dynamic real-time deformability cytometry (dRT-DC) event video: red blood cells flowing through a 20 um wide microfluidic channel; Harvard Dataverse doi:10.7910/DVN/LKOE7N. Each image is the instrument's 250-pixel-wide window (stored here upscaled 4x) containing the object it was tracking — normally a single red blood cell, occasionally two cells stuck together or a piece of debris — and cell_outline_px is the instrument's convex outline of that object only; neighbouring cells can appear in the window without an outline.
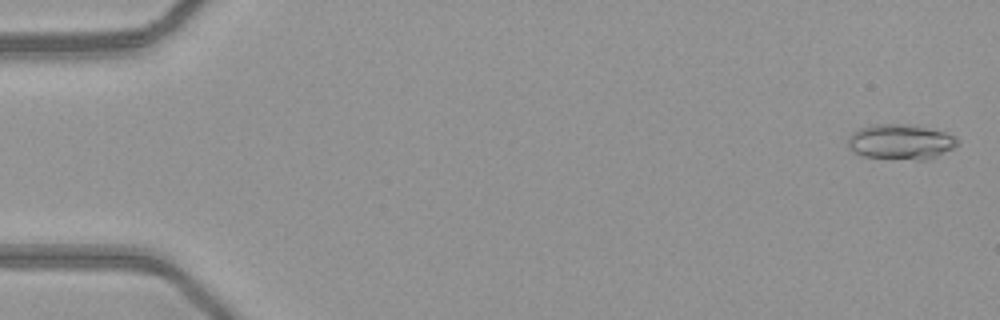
{"species": "common noctule bat (a hibernating species)", "species_latin": "Nyctalus noctula", "temperature_condition": "warm", "stored_images_in_passage": 51, "camera_frame_rate_fps": 3000, "um_per_image_px": 0.085, "animal": {"sex": "female", "body_mass_g": 21.9}, "frame": {"image": 1, "passage_image": 2, "time_ms": 0.333, "image_size_px": [1000, 320], "cell_outline_px": [[960, 144], [928, 160], [916, 160], [864, 156], [848, 148], [848, 140], [852, 132], [860, 128], [872, 124], [904, 124], [944, 132], [956, 136], [960, 140]], "centroid_in_image_um": [76.57, 12.06], "position_along_channel_um": 8.4, "area_um2": 22.31}}
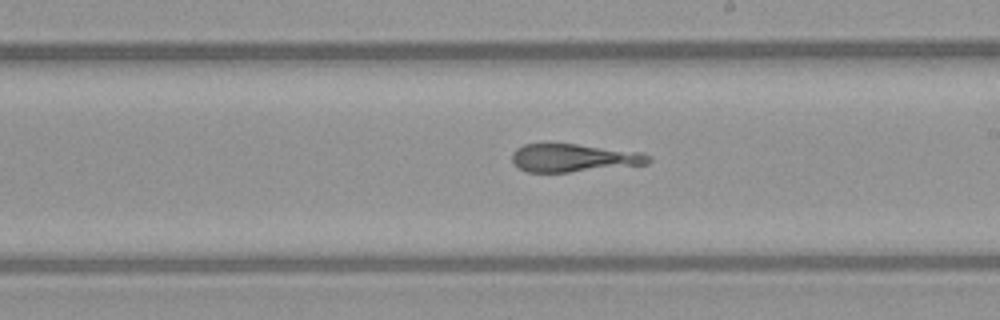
{"frame": {"image": 2, "passage_image": 30, "time_ms": 9.667, "image_size_px": [1000, 320], "cell_outline_px": [[652, 160], [648, 164], [568, 172], [528, 172], [520, 168], [512, 160], [512, 152], [516, 148], [524, 144], [576, 144], [644, 152], [652, 156]], "centroid_in_image_um": [48.82, 13.42], "position_along_channel_um": 240.2, "area_um2": 22.31}}
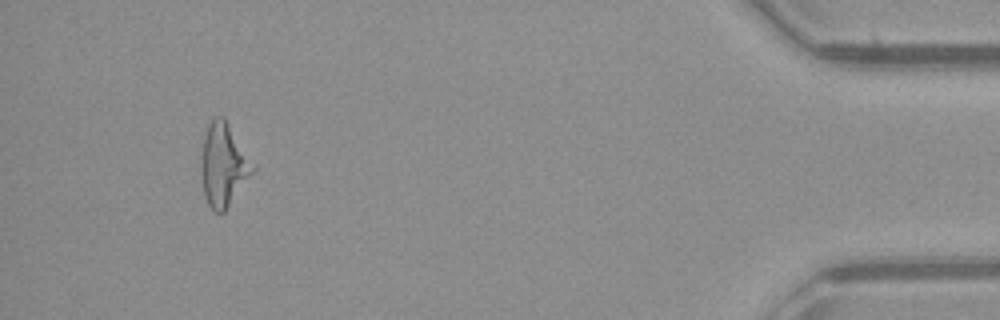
{"frame": {"image": 3, "passage_image": 48, "time_ms": 15.667, "image_size_px": [1000, 320], "cell_outline_px": [[256, 168], [224, 212], [216, 212], [208, 204], [204, 196], [200, 164], [200, 156], [204, 136], [208, 124], [216, 116], [224, 116]], "centroid_in_image_um": [18.97, 14.0], "position_along_channel_um": 416.2, "area_um2": 24.74}}